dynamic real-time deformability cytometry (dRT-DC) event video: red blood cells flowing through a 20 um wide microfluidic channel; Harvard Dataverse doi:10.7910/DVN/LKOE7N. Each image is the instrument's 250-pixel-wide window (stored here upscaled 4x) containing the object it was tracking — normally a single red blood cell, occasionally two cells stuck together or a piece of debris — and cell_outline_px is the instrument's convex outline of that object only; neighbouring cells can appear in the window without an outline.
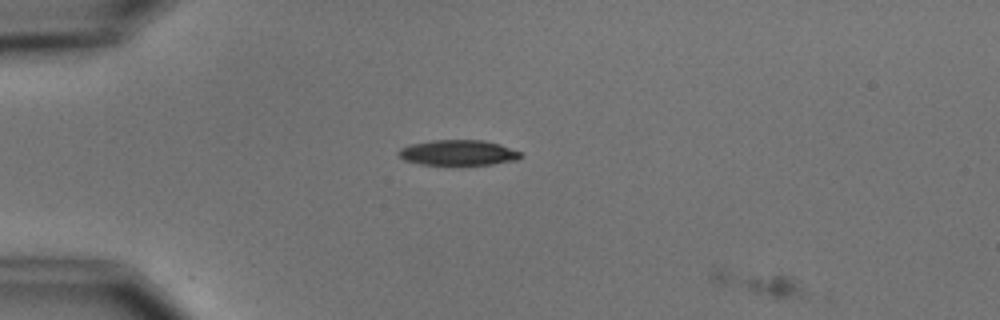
{"species": "common noctule bat (a hibernating species)", "species_latin": "Nyctalus noctula", "temperature_condition": "cold", "stored_images_in_passage": 4, "camera_frame_rate_fps": 3000, "um_per_image_px": 0.085, "animal": {"sex": "male", "body_mass_g": 15.6}, "frame": {"image": 1, "passage_image": 1, "time_ms": 0.0, "image_size_px": [1000, 320], "cell_outline_px": [[804, 296], [772, 296], [720, 284], [712, 280], [712, 272], [720, 272], [788, 276], [804, 292]], "centroid_in_image_um": [64.58, 24.1], "position_along_channel_um": 20.4, "area_um2": 10.52}}